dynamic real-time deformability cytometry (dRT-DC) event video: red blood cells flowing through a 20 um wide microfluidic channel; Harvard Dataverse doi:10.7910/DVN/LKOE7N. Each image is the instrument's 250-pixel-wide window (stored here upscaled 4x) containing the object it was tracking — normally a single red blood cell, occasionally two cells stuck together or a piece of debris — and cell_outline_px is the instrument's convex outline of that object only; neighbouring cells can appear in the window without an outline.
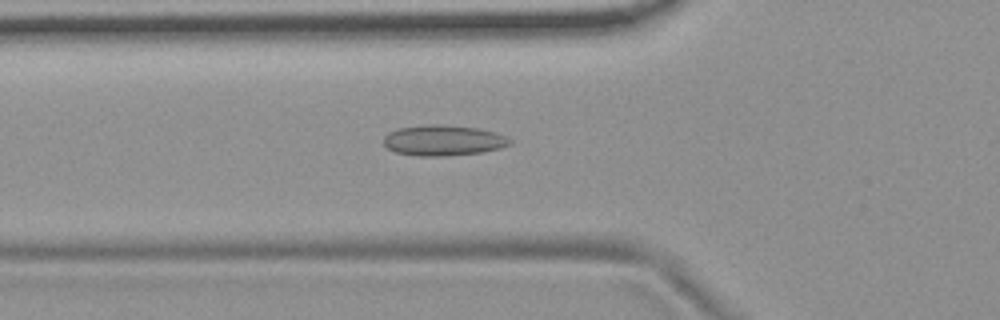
{"species": "common noctule bat (a hibernating species)", "species_latin": "Nyctalus noctula", "temperature_condition": "room temperature", "stored_images_in_passage": 52, "camera_frame_rate_fps": 3000, "um_per_image_px": 0.085, "animal": {"sex": "female", "body_mass_g": 19.9}, "frame": {"image": 1, "passage_image": 17, "time_ms": 5.333, "image_size_px": [1000, 320], "cell_outline_px": [[512, 144], [500, 148], [484, 152], [448, 156], [416, 156], [396, 152], [388, 148], [384, 144], [384, 136], [388, 132], [396, 128], [428, 124], [440, 124], [476, 128], [496, 132], [508, 136], [512, 140]], "centroid_in_image_um": [37.7, 11.93], "position_along_channel_um": 88.1, "area_um2": 22.83}}
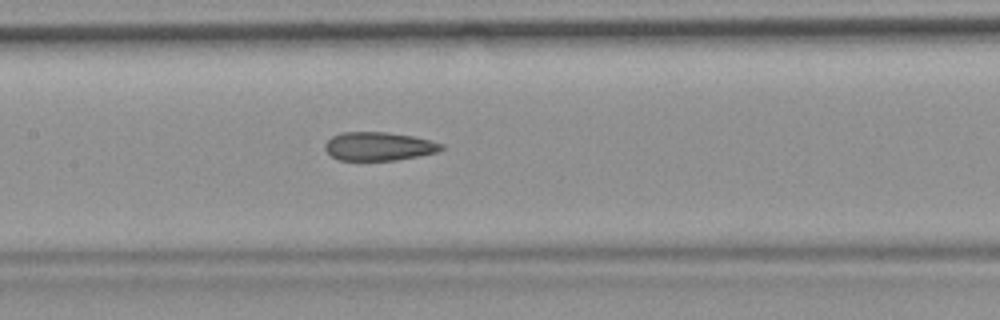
{"frame": {"image": 2, "passage_image": 24, "time_ms": 7.667, "image_size_px": [1000, 320], "cell_outline_px": [[444, 148], [436, 152], [396, 160], [340, 160], [332, 156], [324, 148], [324, 144], [332, 136], [340, 132], [388, 132], [412, 136], [444, 144]], "centroid_in_image_um": [32.17, 12.43], "position_along_channel_um": 175.2, "area_um2": 19.19}}
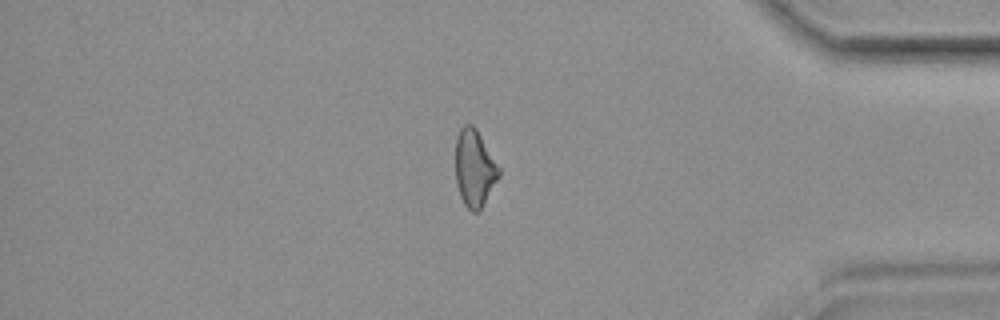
{"frame": {"image": 3, "passage_image": 44, "time_ms": 14.333, "image_size_px": [1000, 320], "cell_outline_px": [[500, 176], [480, 212], [472, 212], [464, 204], [460, 196], [456, 184], [456, 136], [460, 128], [464, 124], [472, 124], [476, 128], [500, 168]], "centroid_in_image_um": [40.33, 14.32], "position_along_channel_um": 394.9, "area_um2": 19.65}, "authors_computed_cell_mechanics": {"area_um2": 20.4034, "velocity_mm_per_s": 3.7136, "shape_relaxation_time_tau1_ms": null, "shape_relaxation_time_tau2_ms": 4.2149, "deformation_change_tau1": null, "deformation_change_tau2": 0.1217}}